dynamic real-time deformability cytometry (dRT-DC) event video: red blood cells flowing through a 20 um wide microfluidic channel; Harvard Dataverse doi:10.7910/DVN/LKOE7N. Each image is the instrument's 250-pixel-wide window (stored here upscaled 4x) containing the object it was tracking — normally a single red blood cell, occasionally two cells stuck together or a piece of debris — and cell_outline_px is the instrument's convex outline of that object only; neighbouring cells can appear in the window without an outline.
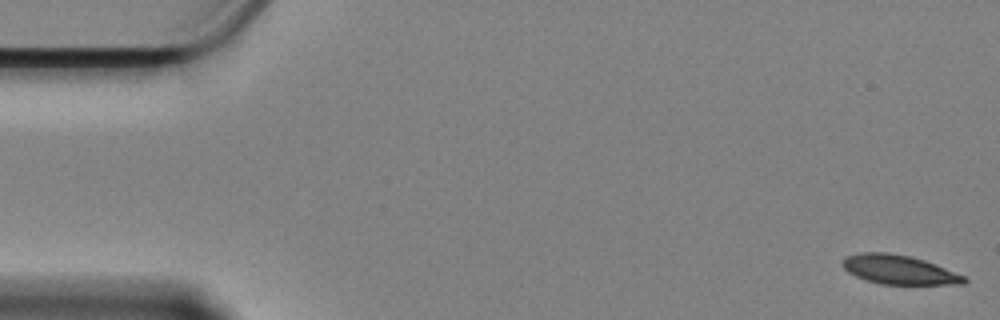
{"species": "Egyptian fruit bat (a non-hibernating species)", "species_latin": "Rousettus aegyptiacus", "temperature_condition": "cold", "stored_images_in_passage": 11, "camera_frame_rate_fps": 3000, "um_per_image_px": 0.085, "animal": {"sex": "female"}, "frame": {"image": 1, "passage_image": 1, "time_ms": 0.0, "image_size_px": [1000, 320], "cell_outline_px": [[968, 280], [964, 284], [880, 284], [864, 280], [848, 272], [844, 268], [844, 260], [848, 256], [860, 252], [888, 252], [908, 256], [924, 260], [968, 276]], "centroid_in_image_um": [76.47, 22.93], "position_along_channel_um": 8.5, "area_um2": 20.63}}